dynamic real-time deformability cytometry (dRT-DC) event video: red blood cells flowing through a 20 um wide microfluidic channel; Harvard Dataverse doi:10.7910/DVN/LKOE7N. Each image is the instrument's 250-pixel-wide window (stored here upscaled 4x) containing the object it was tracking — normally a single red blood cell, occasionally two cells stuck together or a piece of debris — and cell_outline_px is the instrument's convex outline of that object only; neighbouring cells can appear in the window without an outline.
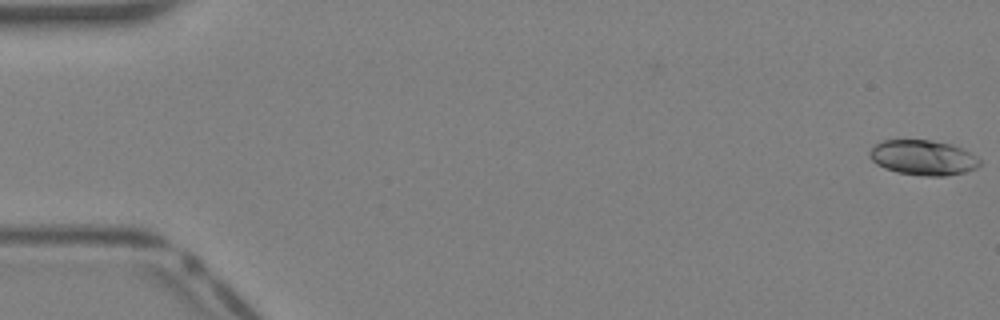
{"species": "Egyptian fruit bat (a non-hibernating species)", "species_latin": "Rousettus aegyptiacus", "temperature_condition": "warm", "stored_images_in_passage": 40, "camera_frame_rate_fps": 3000, "um_per_image_px": 0.085, "animal": {"sex": "female"}, "frame": {"image": 1, "passage_image": 1, "time_ms": 0.0, "image_size_px": [1000, 320], "cell_outline_px": [[980, 164], [976, 168], [964, 172], [944, 176], [924, 176], [896, 172], [884, 168], [876, 164], [868, 156], [868, 152], [880, 140], [932, 140], [952, 144], [976, 156], [980, 160]], "centroid_in_image_um": [78.42, 13.4], "position_along_channel_um": 6.6, "area_um2": 22.54}}
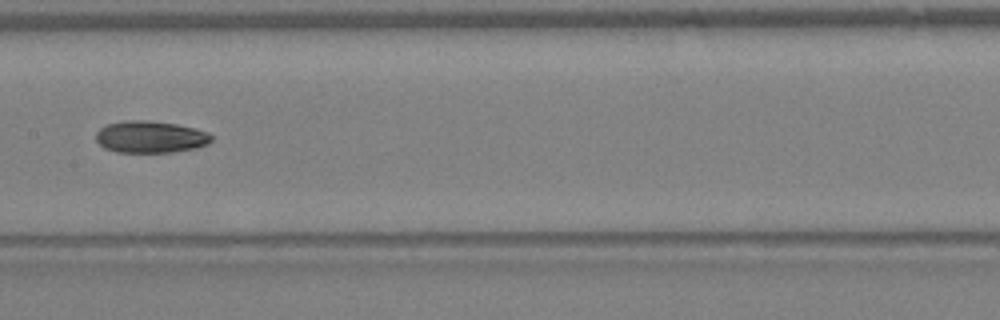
{"frame": {"image": 2, "passage_image": 21, "time_ms": 6.667, "image_size_px": [1000, 320], "cell_outline_px": [[212, 140], [208, 144], [196, 148], [172, 152], [120, 152], [104, 148], [96, 140], [96, 132], [100, 128], [108, 124], [124, 120], [148, 120], [176, 124], [196, 128], [208, 132], [212, 136]], "centroid_in_image_um": [12.8, 11.63], "position_along_channel_um": 194.6, "area_um2": 21.56}}
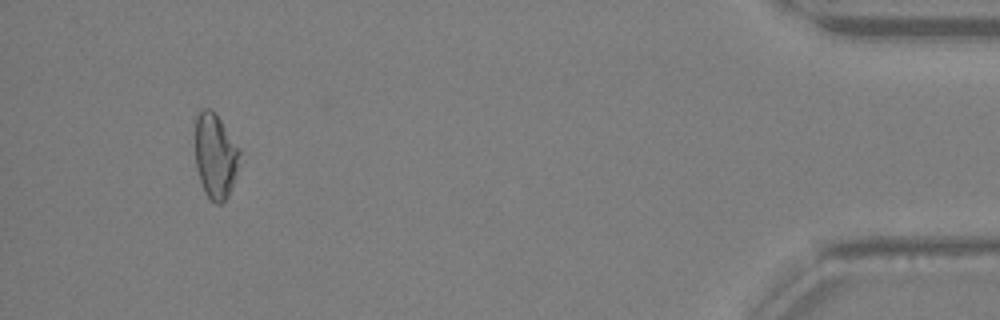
{"frame": {"image": 3, "passage_image": 38, "time_ms": 12.333, "image_size_px": [1000, 320], "cell_outline_px": [[240, 152], [236, 172], [228, 196], [220, 204], [216, 204], [204, 192], [196, 168], [196, 116], [204, 108], [212, 108], [216, 112], [240, 148]], "centroid_in_image_um": [18.3, 13.21], "position_along_channel_um": 416.9, "area_um2": 21.91}}